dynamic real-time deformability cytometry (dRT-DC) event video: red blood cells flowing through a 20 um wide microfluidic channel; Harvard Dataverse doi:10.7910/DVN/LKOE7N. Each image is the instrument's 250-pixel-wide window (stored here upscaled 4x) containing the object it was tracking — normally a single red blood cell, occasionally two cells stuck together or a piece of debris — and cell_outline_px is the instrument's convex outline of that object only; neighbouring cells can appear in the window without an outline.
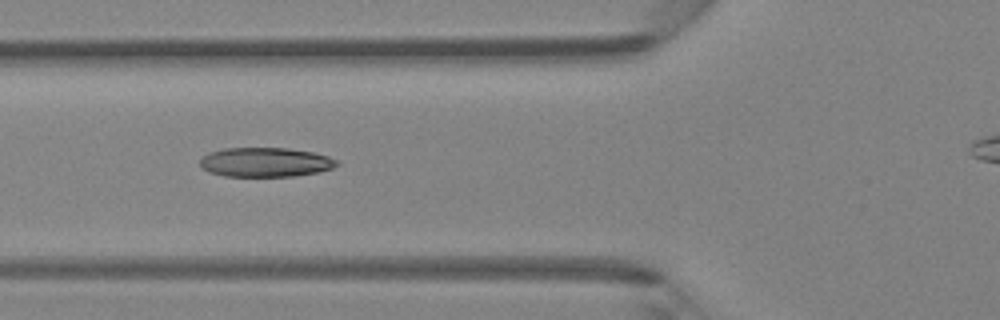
{"species": "Egyptian fruit bat (a non-hibernating species)", "species_latin": "Rousettus aegyptiacus", "temperature_condition": "room temperature", "stored_images_in_passage": 5, "camera_frame_rate_fps": 3000, "um_per_image_px": 0.085, "animal": {"sex": "female"}, "frame": {"image": 1, "passage_image": 5, "time_ms": 5.333, "image_size_px": [1000, 320], "cell_outline_px": [[340, 164], [332, 168], [320, 172], [296, 176], [224, 176], [208, 172], [200, 168], [200, 160], [208, 152], [224, 148], [288, 148], [312, 152], [328, 156], [336, 160]], "centroid_in_image_um": [22.54, 13.79], "position_along_channel_um": 103.3, "area_um2": 23.58}}